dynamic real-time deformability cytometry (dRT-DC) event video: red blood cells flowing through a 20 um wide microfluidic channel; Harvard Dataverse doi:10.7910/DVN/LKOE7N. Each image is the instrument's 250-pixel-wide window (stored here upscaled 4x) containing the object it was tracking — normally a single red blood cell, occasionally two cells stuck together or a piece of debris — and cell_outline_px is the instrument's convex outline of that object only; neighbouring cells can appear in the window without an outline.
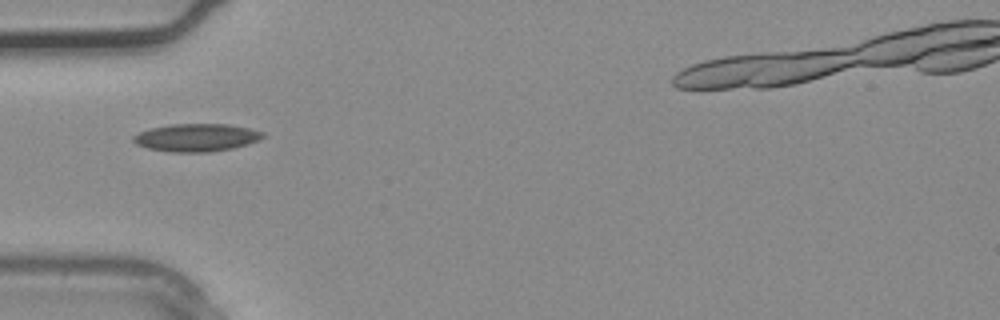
{"species": "common noctule bat (a hibernating species)", "species_latin": "Nyctalus noctula", "temperature_condition": "warm", "stored_images_in_passage": 1, "camera_frame_rate_fps": 3000, "um_per_image_px": 0.085, "animal": {"sex": "male", "body_mass_g": 20.4}, "frame": {"image": 1, "passage_image": 1, "time_ms": 0.0, "image_size_px": [1000, 320], "cell_outline_px": [[264, 136], [260, 140], [248, 144], [232, 148], [212, 152], [168, 152], [148, 148], [136, 144], [132, 140], [132, 136], [140, 132], [152, 128], [172, 124], [228, 124], [248, 128], [264, 132]], "centroid_in_image_um": [16.71, 11.7], "position_along_channel_um": 68.3, "area_um2": 20.98}}